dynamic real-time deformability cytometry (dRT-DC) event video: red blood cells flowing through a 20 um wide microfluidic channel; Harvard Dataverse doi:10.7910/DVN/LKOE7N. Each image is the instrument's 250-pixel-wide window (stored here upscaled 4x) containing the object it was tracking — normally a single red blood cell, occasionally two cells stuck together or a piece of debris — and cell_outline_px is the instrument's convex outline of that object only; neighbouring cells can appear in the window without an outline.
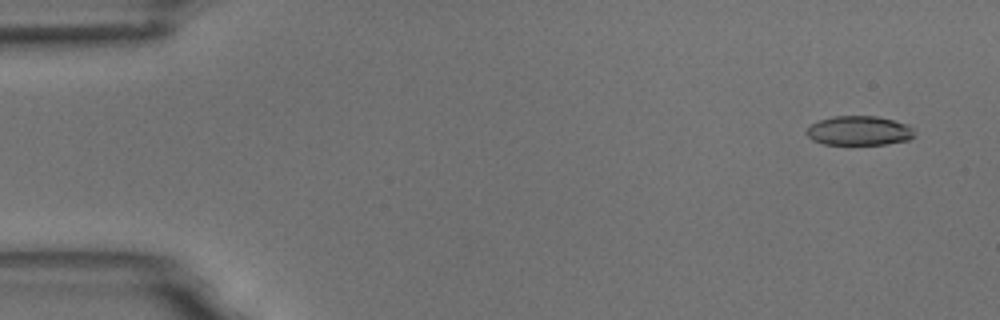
{"species": "common noctule bat (a hibernating species)", "species_latin": "Nyctalus noctula", "temperature_condition": "room temperature", "stored_images_in_passage": 54, "camera_frame_rate_fps": 3000, "um_per_image_px": 0.085, "animal": {"sex": "male", "body_mass_g": 18.8}, "frame": {"image": 1, "passage_image": 3, "time_ms": 0.667, "image_size_px": [1000, 320], "cell_outline_px": [[916, 136], [908, 140], [884, 144], [824, 144], [812, 140], [804, 132], [812, 124], [820, 120], [832, 116], [876, 116], [908, 124], [916, 132]], "centroid_in_image_um": [73.04, 11.11], "position_along_channel_um": 12.0, "area_um2": 18.5}}
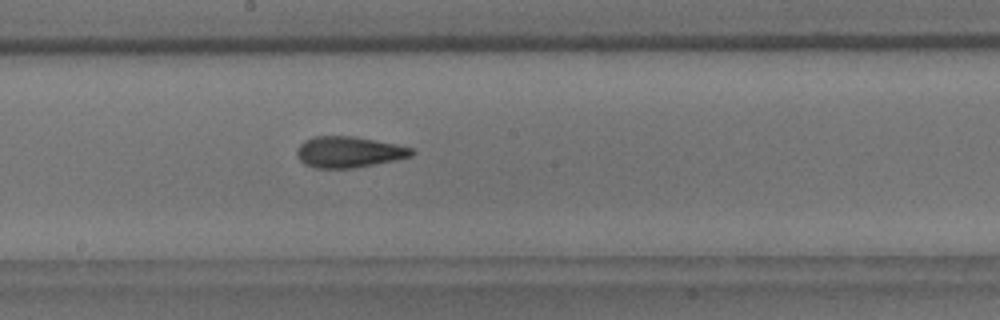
{"frame": {"image": 2, "passage_image": 29, "time_ms": 9.333, "image_size_px": [1000, 320], "cell_outline_px": [[416, 152], [412, 156], [396, 160], [352, 168], [316, 168], [304, 164], [296, 156], [296, 148], [304, 140], [312, 136], [352, 136], [396, 144], [412, 148]], "centroid_in_image_um": [29.62, 12.92], "position_along_channel_um": 218.6, "area_um2": 20.87}}
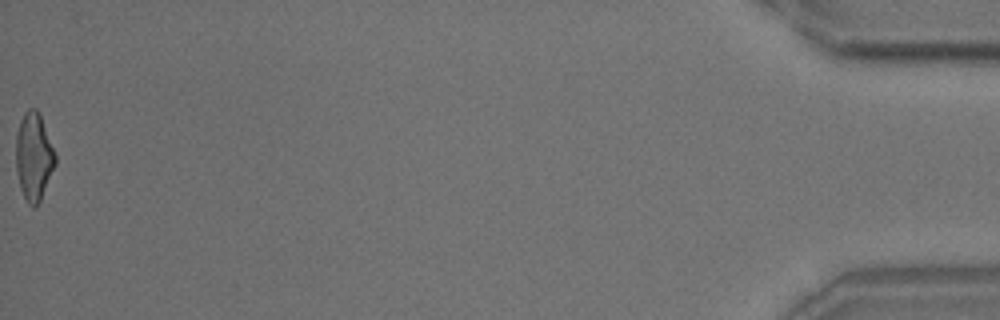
{"frame": {"image": 3, "passage_image": 54, "time_ms": 17.667, "image_size_px": [1000, 320], "cell_outline_px": [[56, 164], [40, 200], [36, 208], [32, 208], [28, 204], [20, 188], [16, 172], [16, 136], [20, 120], [24, 112], [28, 108], [36, 108], [40, 112], [56, 156]], "centroid_in_image_um": [2.87, 13.3], "position_along_channel_um": 432.3, "area_um2": 20.29}, "authors_computed_cell_mechanics": {"area_um2": 20.2878, "velocity_mm_per_s": 3.7657, "shape_relaxation_time_tau1_ms": 5.1962, "shape_relaxation_time_tau2_ms": 2.8203, "deformation_change_tau1": 0.1807, "deformation_change_tau2": 0.1256}}